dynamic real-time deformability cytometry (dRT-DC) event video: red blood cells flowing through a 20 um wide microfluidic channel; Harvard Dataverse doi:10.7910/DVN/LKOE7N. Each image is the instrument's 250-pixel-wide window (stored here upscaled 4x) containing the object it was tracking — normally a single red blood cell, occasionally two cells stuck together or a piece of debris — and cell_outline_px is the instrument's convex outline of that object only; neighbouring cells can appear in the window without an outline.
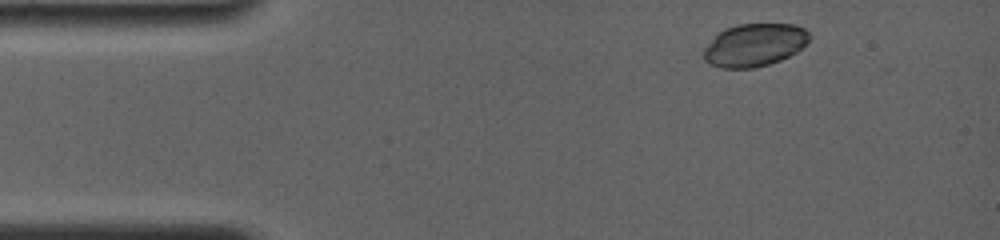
{"species": "common noctule bat (a hibernating species)", "species_latin": "Nyctalus noctula", "temperature_condition": "room temperature", "stored_images_in_passage": 6, "camera_frame_rate_fps": 4000, "um_per_image_px": 0.085, "animal": {"sex": "female", "body_mass_g": 19.0, "forearm_length_mm": 56.7}, "frame": {"image": 1, "passage_image": 1, "time_ms": 0.0, "image_size_px": [1000, 240], "cell_outline_px": [[812, 36], [808, 44], [796, 52], [780, 60], [768, 64], [752, 68], [720, 68], [704, 60], [704, 48], [724, 28], [736, 24], [796, 24], [804, 28]], "centroid_in_image_um": [64.18, 3.81], "position_along_channel_um": 20.8, "area_um2": 26.41}}
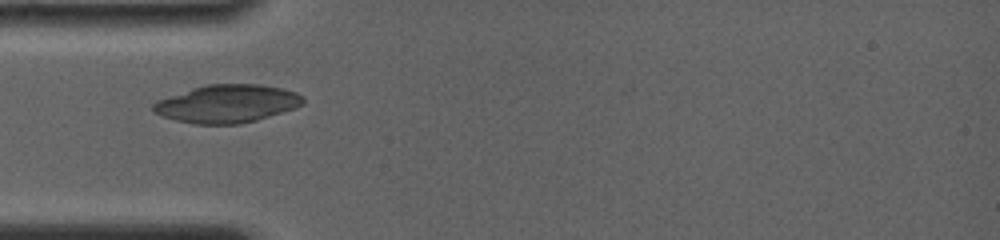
{"frame": {"image": 2, "passage_image": 4, "time_ms": 3.0, "image_size_px": [1000, 240], "cell_outline_px": [[304, 104], [296, 108], [256, 120], [240, 124], [196, 124], [176, 120], [160, 116], [152, 112], [152, 104], [156, 100], [192, 88], [208, 84], [260, 84], [280, 88], [296, 92], [304, 96]], "centroid_in_image_um": [19.29, 8.81], "position_along_channel_um": 65.7, "area_um2": 33.29}}